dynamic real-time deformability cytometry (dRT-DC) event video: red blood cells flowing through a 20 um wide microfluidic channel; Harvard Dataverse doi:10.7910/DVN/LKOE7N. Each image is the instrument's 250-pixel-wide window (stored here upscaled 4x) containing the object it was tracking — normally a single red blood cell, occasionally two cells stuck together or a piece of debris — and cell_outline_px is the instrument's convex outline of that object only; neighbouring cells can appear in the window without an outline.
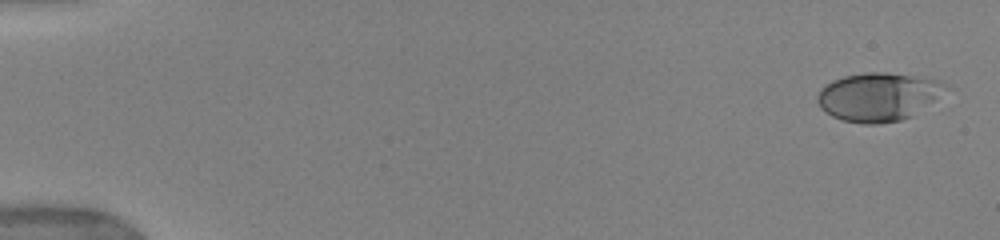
{"species": "human", "species_latin": "Homo sapiens", "temperature_condition": "warm", "stored_images_in_passage": 37, "camera_frame_rate_fps": 3000, "um_per_image_px": 0.085, "donor": {"sex": "female"}, "frame": {"image": 1, "passage_image": 1, "time_ms": 0.0, "image_size_px": [1000, 240], "cell_outline_px": [[952, 88], [912, 116], [900, 120], [876, 124], [864, 124], [844, 120], [832, 116], [820, 108], [816, 100], [816, 96], [820, 88], [824, 84], [832, 80], [844, 76], [864, 72], [884, 72], [924, 76], [940, 80], [948, 84]], "centroid_in_image_um": [74.69, 8.2], "position_along_channel_um": 10.3, "area_um2": 36.82}}
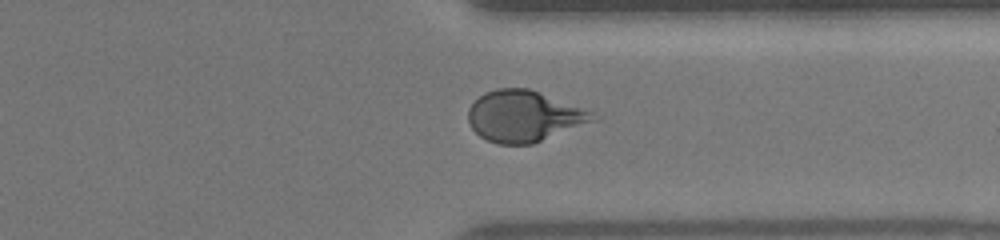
{"frame": {"image": 2, "passage_image": 30, "time_ms": 13.0, "image_size_px": [1000, 240], "cell_outline_px": [[600, 120], [532, 144], [500, 144], [488, 140], [480, 136], [472, 128], [468, 120], [468, 108], [484, 92], [496, 88], [528, 88], [592, 112]], "centroid_in_image_um": [44.55, 9.88], "position_along_channel_um": 366.9, "area_um2": 36.99}}
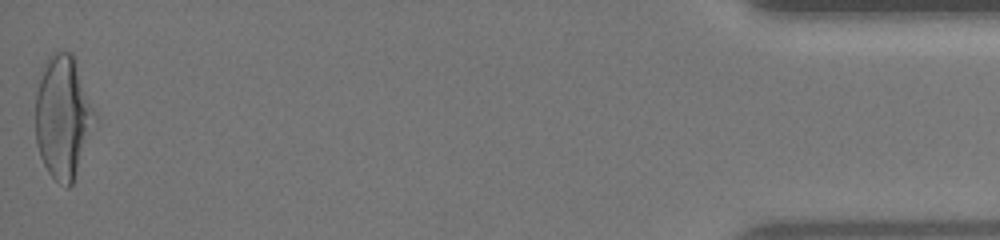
{"frame": {"image": 3, "passage_image": 37, "time_ms": 16.667, "image_size_px": [1000, 240], "cell_outline_px": [[96, 116], [72, 184], [68, 188], [60, 184], [48, 172], [40, 156], [36, 144], [36, 92], [44, 64], [48, 56], [56, 48], [72, 52]], "centroid_in_image_um": [5.31, 9.9], "position_along_channel_um": 429.9, "area_um2": 41.79}, "authors_computed_cell_mechanics": {"area_um2": 35.4314, "velocity_mm_per_s": 3.9435, "shape_relaxation_time_tau1_ms": 5.1556, "shape_relaxation_time_tau2_ms": null, "deformation_change_tau1": 0.1878, "deformation_change_tau2": null}}